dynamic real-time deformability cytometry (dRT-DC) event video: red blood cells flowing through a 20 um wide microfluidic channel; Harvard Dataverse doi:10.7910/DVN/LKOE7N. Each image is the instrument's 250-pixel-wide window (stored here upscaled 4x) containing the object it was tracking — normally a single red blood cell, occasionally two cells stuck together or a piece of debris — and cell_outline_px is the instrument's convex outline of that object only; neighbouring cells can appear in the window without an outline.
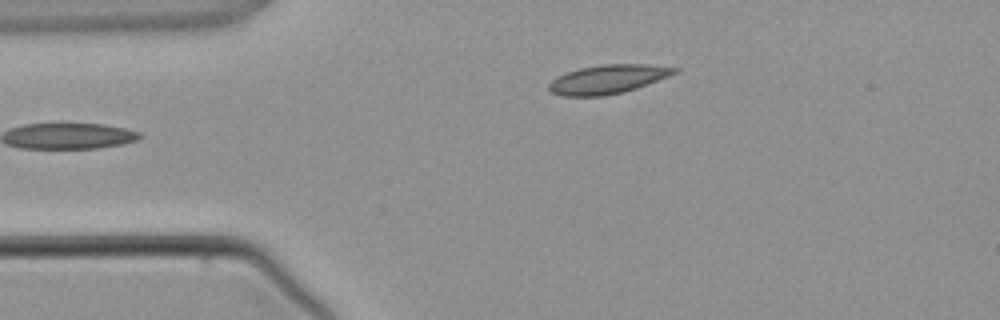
{"species": "common noctule bat (a hibernating species)", "species_latin": "Nyctalus noctula", "temperature_condition": "warm", "stored_images_in_passage": 2, "camera_frame_rate_fps": 3000, "um_per_image_px": 0.085, "animal": {"sex": "male", "body_mass_g": 21.5, "forearm_length_mm": 52.0}, "frame": {"image": 1, "passage_image": 2, "time_ms": 1.333, "image_size_px": [1000, 320], "cell_outline_px": [[680, 72], [636, 88], [624, 92], [604, 96], [560, 96], [552, 92], [548, 88], [548, 84], [556, 76], [580, 68], [604, 64], [644, 64], [680, 68]], "centroid_in_image_um": [51.67, 6.74], "position_along_channel_um": 33.3, "area_um2": 21.15}}